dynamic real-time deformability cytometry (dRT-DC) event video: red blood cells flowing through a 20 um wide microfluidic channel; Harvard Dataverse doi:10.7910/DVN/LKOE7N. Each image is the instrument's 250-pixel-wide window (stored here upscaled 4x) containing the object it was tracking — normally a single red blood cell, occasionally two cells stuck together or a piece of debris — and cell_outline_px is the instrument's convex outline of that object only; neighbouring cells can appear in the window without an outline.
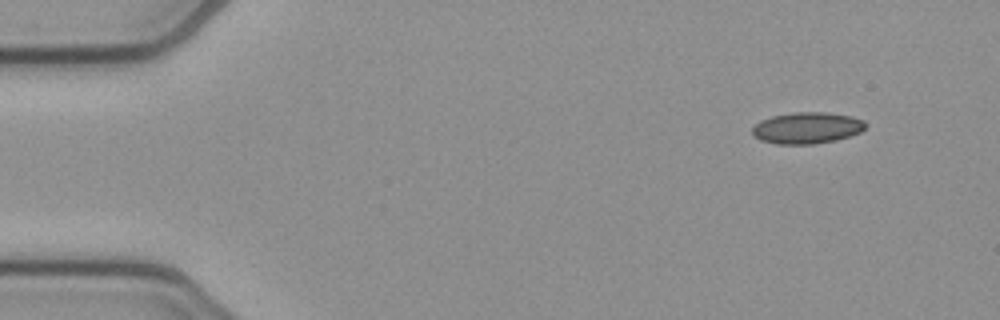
{"species": "common noctule bat (a hibernating species)", "species_latin": "Nyctalus noctula", "temperature_condition": "cold", "stored_images_in_passage": 49, "camera_frame_rate_fps": 3000, "um_per_image_px": 0.085, "animal": {"sex": "female", "body_mass_g": 21.9}, "frame": {"image": 1, "passage_image": 1, "time_ms": 0.0, "image_size_px": [1000, 320], "cell_outline_px": [[868, 124], [860, 132], [836, 140], [812, 144], [776, 144], [760, 140], [752, 136], [752, 128], [760, 120], [772, 116], [792, 112], [828, 112], [852, 116], [864, 120]], "centroid_in_image_um": [68.58, 10.86], "position_along_channel_um": 16.4, "area_um2": 20.92}}
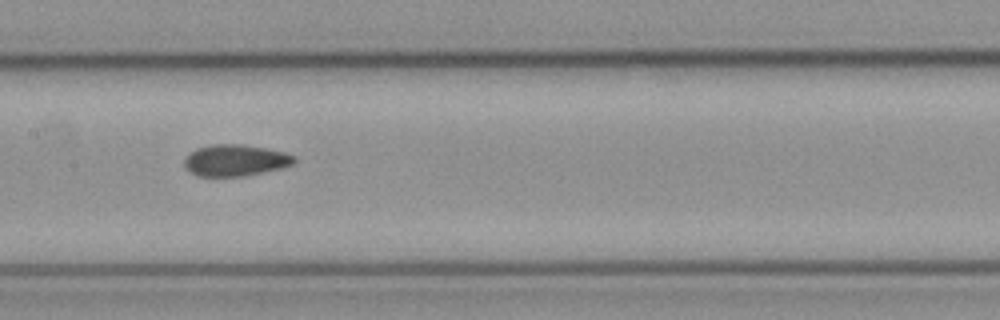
{"frame": {"image": 2, "passage_image": 22, "time_ms": 7.0, "image_size_px": [1000, 320], "cell_outline_px": [[296, 160], [292, 164], [284, 168], [244, 176], [196, 176], [184, 168], [184, 156], [196, 148], [212, 144], [240, 144], [268, 148], [284, 152], [296, 156]], "centroid_in_image_um": [19.99, 13.62], "position_along_channel_um": 187.4, "area_um2": 20.52}}
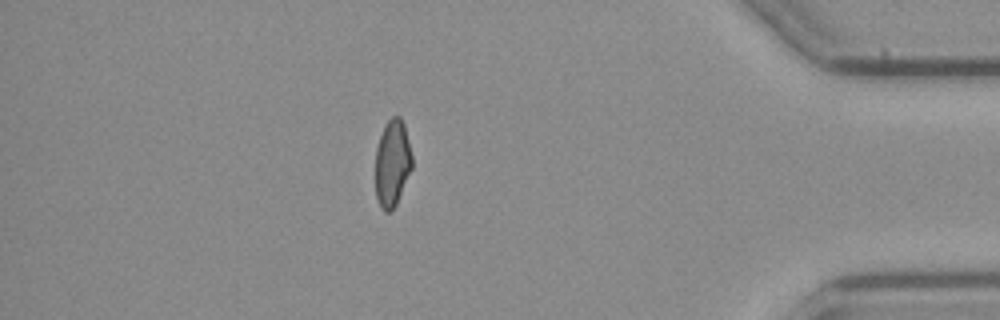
{"frame": {"image": 3, "passage_image": 42, "time_ms": 13.667, "image_size_px": [1000, 320], "cell_outline_px": [[412, 168], [396, 204], [392, 212], [384, 212], [380, 208], [376, 196], [376, 148], [380, 136], [388, 120], [392, 116], [400, 116], [404, 124], [412, 156]], "centroid_in_image_um": [33.34, 13.9], "position_along_channel_um": 401.9, "area_um2": 18.5}, "authors_computed_cell_mechanics": {"area_um2": 20.0566, "velocity_mm_per_s": 3.8751, "shape_relaxation_time_tau1_ms": null, "shape_relaxation_time_tau2_ms": 3.1787, "deformation_change_tau1": null, "deformation_change_tau2": 0.0779}}